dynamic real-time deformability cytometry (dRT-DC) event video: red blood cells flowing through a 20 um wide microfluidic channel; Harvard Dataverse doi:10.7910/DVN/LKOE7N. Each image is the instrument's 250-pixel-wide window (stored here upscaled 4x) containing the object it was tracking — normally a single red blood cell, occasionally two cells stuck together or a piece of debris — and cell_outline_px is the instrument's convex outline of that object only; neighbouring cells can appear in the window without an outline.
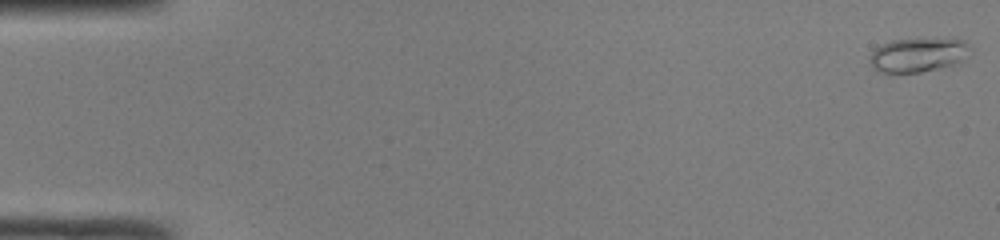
{"species": "common noctule bat (a hibernating species)", "species_latin": "Nyctalus noctula", "temperature_condition": "room temperature", "stored_images_in_passage": 14, "camera_frame_rate_fps": 3000, "um_per_image_px": 0.085, "animal": {"sex": "male", "body_mass_g": 19.0, "forearm_length_mm": 50.8}, "frame": {"image": 1, "passage_image": 1, "time_ms": 0.0, "image_size_px": [1000, 240], "cell_outline_px": [[964, 44], [960, 60], [952, 64], [920, 72], [880, 72], [872, 68], [872, 52], [876, 48], [892, 40], [964, 40]], "centroid_in_image_um": [77.87, 4.69], "position_along_channel_um": 7.1, "area_um2": 18.32}}